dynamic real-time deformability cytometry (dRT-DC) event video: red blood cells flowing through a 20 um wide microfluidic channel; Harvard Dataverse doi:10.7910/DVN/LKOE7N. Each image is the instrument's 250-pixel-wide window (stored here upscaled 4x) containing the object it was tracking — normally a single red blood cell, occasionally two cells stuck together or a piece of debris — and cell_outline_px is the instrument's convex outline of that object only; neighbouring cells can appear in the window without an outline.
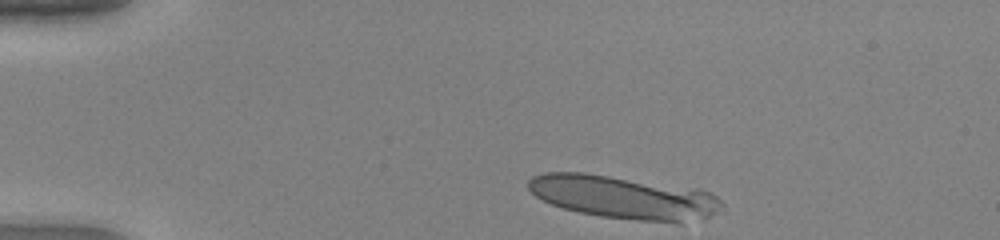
{"species": "human", "species_latin": "Homo sapiens", "temperature_condition": "warm", "stored_images_in_passage": 10, "camera_frame_rate_fps": 3000, "um_per_image_px": 0.085, "donor": {"sex": "female"}, "frame": {"image": 1, "passage_image": 1, "time_ms": 0.0, "image_size_px": [1000, 240], "cell_outline_px": [[724, 204], [716, 212], [708, 216], [680, 224], [636, 220], [600, 216], [580, 212], [564, 208], [552, 204], [536, 196], [528, 188], [528, 180], [532, 176], [544, 172], [584, 172], [700, 188], [716, 196]], "centroid_in_image_um": [53.05, 16.76], "position_along_channel_um": 32.0, "area_um2": 48.9}}